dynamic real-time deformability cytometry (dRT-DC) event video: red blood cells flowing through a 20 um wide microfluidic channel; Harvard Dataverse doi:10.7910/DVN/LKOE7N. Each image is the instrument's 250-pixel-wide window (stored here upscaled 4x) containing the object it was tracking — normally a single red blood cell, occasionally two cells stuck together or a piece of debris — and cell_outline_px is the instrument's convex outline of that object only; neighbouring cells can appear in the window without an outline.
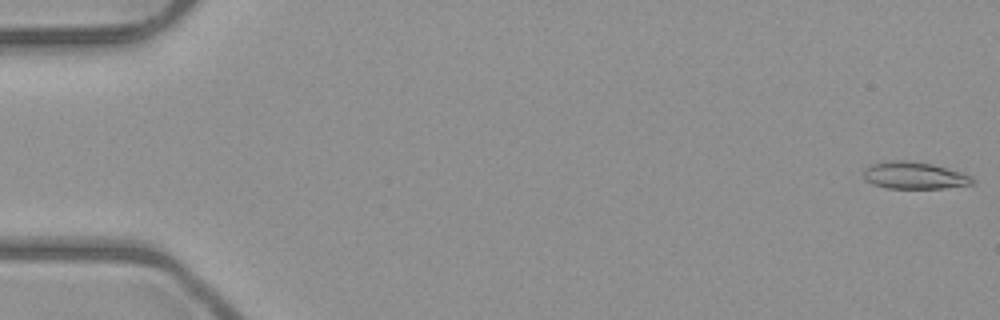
{"species": "common noctule bat (a hibernating species)", "species_latin": "Nyctalus noctula", "temperature_condition": "room temperature", "stored_images_in_passage": 3, "camera_frame_rate_fps": 3000, "um_per_image_px": 0.085, "animal": {"sex": "male", "body_mass_g": 23.1, "forearm_length_mm": 52.7}, "frame": {"image": 1, "passage_image": 1, "time_ms": 0.0, "image_size_px": [1000, 320], "cell_outline_px": [[972, 184], [944, 188], [888, 188], [872, 184], [864, 180], [864, 168], [868, 164], [884, 160], [908, 160], [932, 164], [960, 172], [972, 176]], "centroid_in_image_um": [77.63, 14.9], "position_along_channel_um": 7.4, "area_um2": 17.28}}